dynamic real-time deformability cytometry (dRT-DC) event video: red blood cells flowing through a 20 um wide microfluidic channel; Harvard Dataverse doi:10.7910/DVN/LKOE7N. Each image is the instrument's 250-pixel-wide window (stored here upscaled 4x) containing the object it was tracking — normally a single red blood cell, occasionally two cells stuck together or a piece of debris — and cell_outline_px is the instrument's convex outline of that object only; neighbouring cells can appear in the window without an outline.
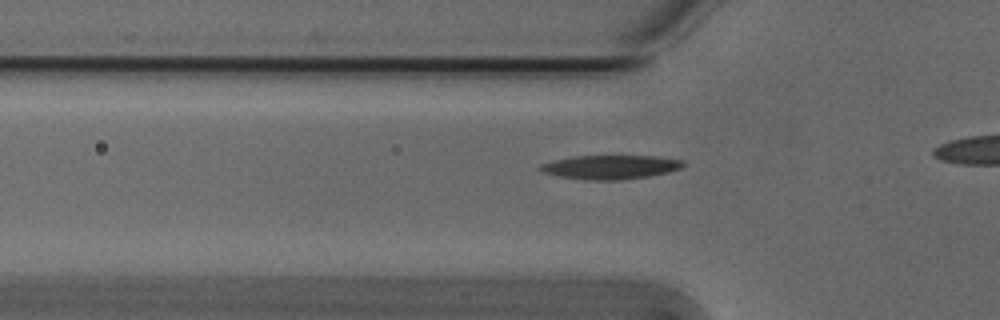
{"species": "Egyptian fruit bat (a non-hibernating species)", "species_latin": "Rousettus aegyptiacus", "temperature_condition": "cold", "stored_images_in_passage": 10, "camera_frame_rate_fps": 3000, "um_per_image_px": 0.085, "animal": {"sex": "male"}, "frame": {"image": 1, "passage_image": 4, "time_ms": 1.0, "image_size_px": [1000, 320], "cell_outline_px": [[684, 164], [680, 168], [668, 172], [648, 176], [620, 180], [584, 180], [556, 176], [544, 172], [536, 168], [540, 164], [552, 160], [572, 156], [656, 156], [684, 160]], "centroid_in_image_um": [51.83, 14.2], "position_along_channel_um": 74.0, "area_um2": 20.11}}